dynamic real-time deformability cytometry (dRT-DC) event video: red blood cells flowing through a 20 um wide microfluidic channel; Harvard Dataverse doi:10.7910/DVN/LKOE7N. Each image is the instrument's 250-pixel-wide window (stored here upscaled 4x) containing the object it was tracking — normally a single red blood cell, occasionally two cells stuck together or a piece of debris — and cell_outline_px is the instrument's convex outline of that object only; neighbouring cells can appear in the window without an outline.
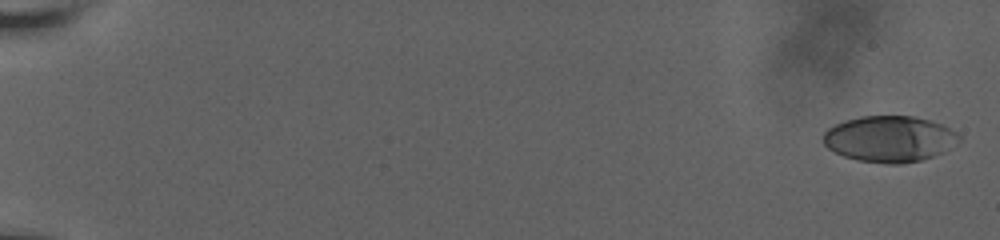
{"species": "human", "species_latin": "Homo sapiens", "temperature_condition": "room temperature", "stored_images_in_passage": 60, "camera_frame_rate_fps": 3000, "um_per_image_px": 0.085, "donor": {"sex": "male"}, "frame": {"image": 1, "passage_image": 1, "time_ms": 0.0, "image_size_px": [1000, 240], "cell_outline_px": [[960, 140], [944, 152], [920, 160], [900, 164], [884, 164], [856, 160], [844, 156], [828, 148], [824, 144], [824, 132], [828, 128], [836, 124], [860, 116], [916, 116], [944, 124], [956, 132], [960, 136]], "centroid_in_image_um": [75.63, 11.81], "position_along_channel_um": 9.4, "area_um2": 36.53}}
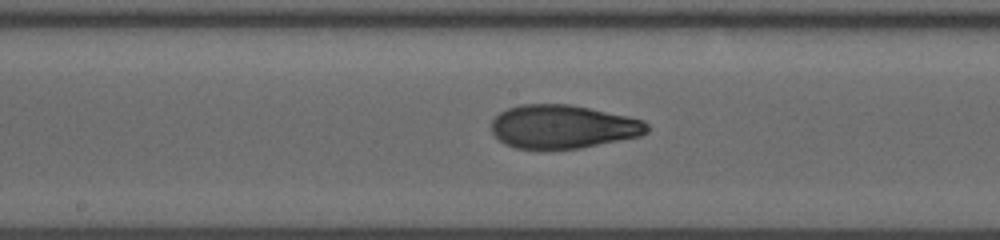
{"frame": {"image": 2, "passage_image": 34, "time_ms": 11.0, "image_size_px": [1000, 240], "cell_outline_px": [[648, 132], [640, 136], [580, 148], [516, 148], [504, 144], [492, 132], [492, 120], [500, 112], [508, 108], [520, 104], [568, 104], [628, 116], [644, 120], [648, 124]], "centroid_in_image_um": [47.85, 10.76], "position_along_channel_um": 200.4, "area_um2": 39.19}}
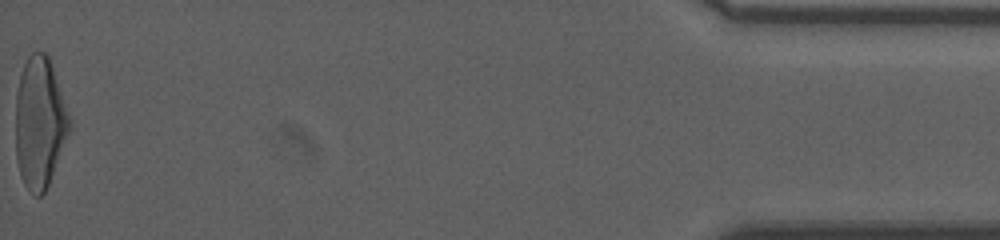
{"frame": {"image": 3, "passage_image": 60, "time_ms": 19.667, "image_size_px": [1000, 240], "cell_outline_px": [[72, 128], [48, 184], [44, 192], [40, 196], [36, 196], [24, 184], [20, 176], [16, 160], [16, 92], [20, 76], [24, 64], [28, 56], [32, 52], [48, 52], [68, 112]], "centroid_in_image_um": [3.38, 10.4], "position_along_channel_um": 431.8, "area_um2": 41.21}, "authors_computed_cell_mechanics": {"area_um2": 39.0728, "velocity_mm_per_s": 3.6677, "shape_relaxation_time_tau1_ms": 8.5162, "shape_relaxation_time_tau2_ms": 1.2999, "deformation_change_tau1": 0.3002, "deformation_change_tau2": 0.0757}}